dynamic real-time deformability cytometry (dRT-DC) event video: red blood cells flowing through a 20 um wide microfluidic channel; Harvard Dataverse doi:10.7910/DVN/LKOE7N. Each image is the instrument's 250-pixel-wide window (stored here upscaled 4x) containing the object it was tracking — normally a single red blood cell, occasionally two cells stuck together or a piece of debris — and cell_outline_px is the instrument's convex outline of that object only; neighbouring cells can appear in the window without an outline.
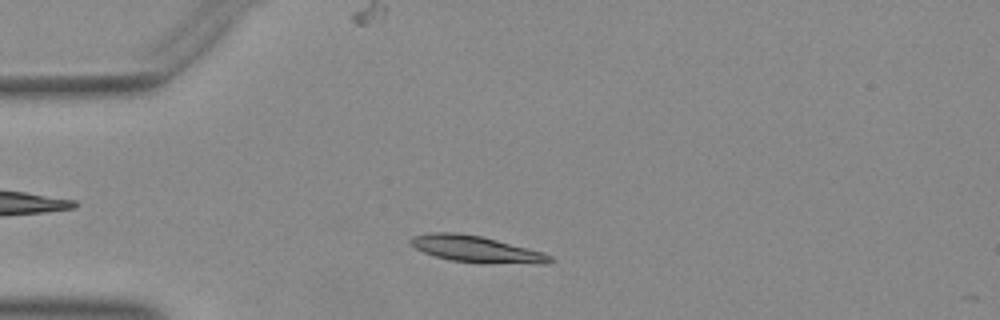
{"species": "Egyptian fruit bat (a non-hibernating species)", "species_latin": "Rousettus aegyptiacus", "temperature_condition": "warm", "stored_images_in_passage": 47, "camera_frame_rate_fps": 3000, "um_per_image_px": 0.085, "animal": {"sex": "female"}, "frame": {"image": 1, "passage_image": 8, "time_ms": 2.333, "image_size_px": [1000, 320], "cell_outline_px": [[552, 260], [548, 264], [540, 264], [452, 260], [436, 256], [424, 252], [416, 248], [408, 240], [412, 236], [432, 232], [456, 232], [480, 236], [544, 252], [552, 256]], "centroid_in_image_um": [40.47, 21.15], "position_along_channel_um": 44.5, "area_um2": 20.81}}
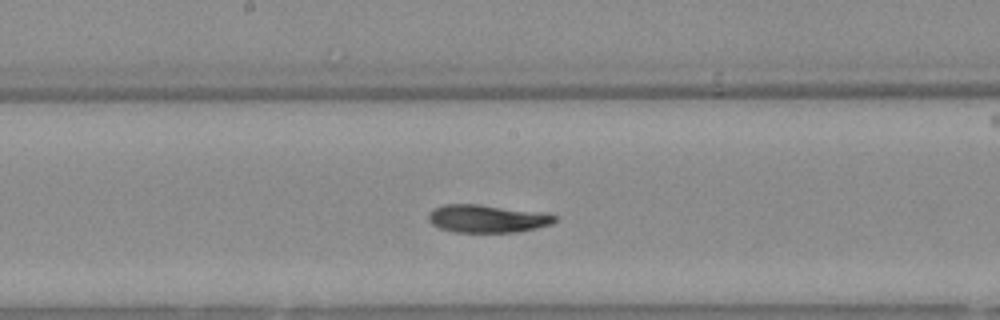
{"frame": {"image": 2, "passage_image": 22, "time_ms": 7.0, "image_size_px": [1000, 320], "cell_outline_px": [[556, 220], [552, 224], [536, 228], [516, 232], [456, 232], [440, 228], [432, 224], [428, 220], [428, 212], [432, 208], [444, 204], [480, 204], [544, 212], [556, 216]], "centroid_in_image_um": [41.39, 18.57], "position_along_channel_um": 206.8, "area_um2": 20.69}}
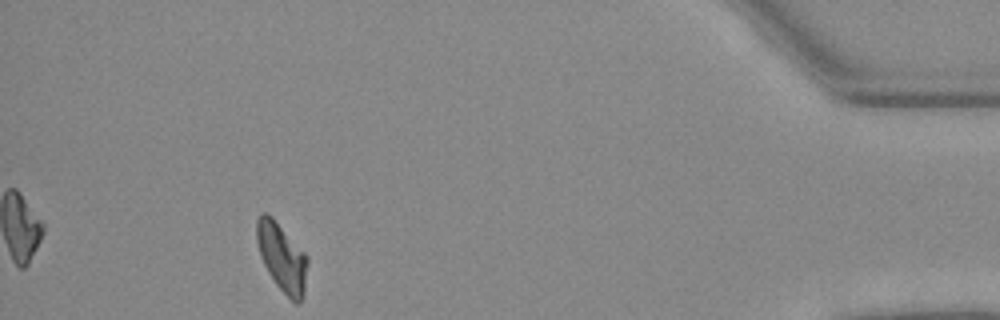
{"frame": {"image": 3, "passage_image": 42, "time_ms": 13.667, "image_size_px": [1000, 320], "cell_outline_px": [[308, 264], [304, 296], [300, 304], [296, 304], [276, 284], [268, 272], [260, 256], [256, 240], [256, 220], [264, 212], [272, 216], [308, 256]], "centroid_in_image_um": [23.98, 21.88], "position_along_channel_um": 411.2, "area_um2": 20.29}}